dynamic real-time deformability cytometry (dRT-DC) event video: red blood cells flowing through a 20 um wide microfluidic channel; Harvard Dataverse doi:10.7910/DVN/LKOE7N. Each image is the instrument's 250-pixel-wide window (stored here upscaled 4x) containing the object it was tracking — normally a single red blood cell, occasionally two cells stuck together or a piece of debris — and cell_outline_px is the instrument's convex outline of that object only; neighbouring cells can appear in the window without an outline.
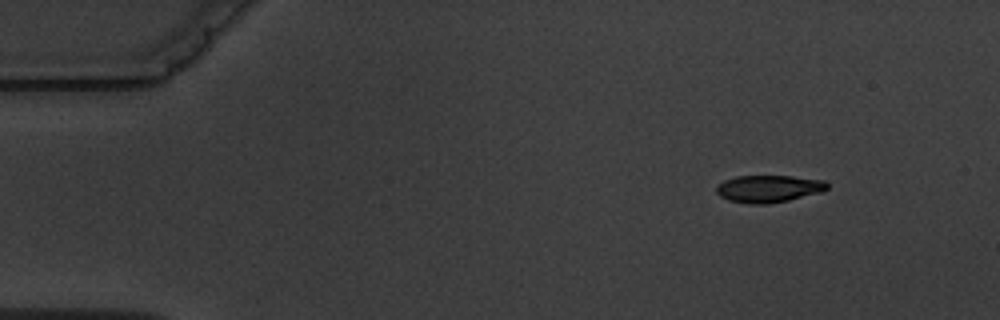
{"species": "common noctule bat (a hibernating species)", "species_latin": "Nyctalus noctula", "temperature_condition": "warm", "stored_images_in_passage": 5, "camera_frame_rate_fps": 3000, "um_per_image_px": 0.085, "animal": {"sex": "male", "body_mass_g": 19.5, "forearm_length_mm": 54.6}, "frame": {"image": 1, "passage_image": 2, "time_ms": 1.333, "image_size_px": [1000, 320], "cell_outline_px": [[828, 188], [824, 192], [788, 200], [768, 204], [748, 204], [728, 200], [720, 196], [716, 192], [716, 188], [724, 180], [736, 176], [792, 176], [824, 180], [828, 184]], "centroid_in_image_um": [65.36, 16.04], "position_along_channel_um": 19.6, "area_um2": 17.69}}
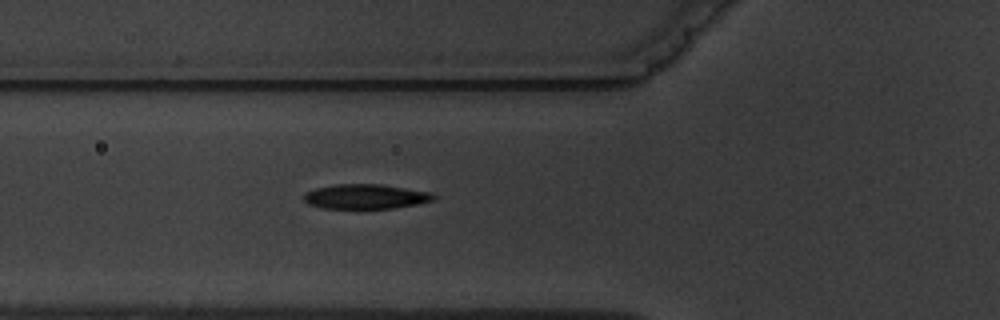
{"frame": {"image": 2, "passage_image": 5, "time_ms": 6.0, "image_size_px": [1000, 320], "cell_outline_px": [[436, 196], [432, 200], [416, 204], [396, 208], [324, 208], [308, 204], [304, 200], [304, 192], [316, 188], [336, 184], [380, 184], [432, 192]], "centroid_in_image_um": [31.07, 16.7], "position_along_channel_um": 94.7, "area_um2": 18.61}}